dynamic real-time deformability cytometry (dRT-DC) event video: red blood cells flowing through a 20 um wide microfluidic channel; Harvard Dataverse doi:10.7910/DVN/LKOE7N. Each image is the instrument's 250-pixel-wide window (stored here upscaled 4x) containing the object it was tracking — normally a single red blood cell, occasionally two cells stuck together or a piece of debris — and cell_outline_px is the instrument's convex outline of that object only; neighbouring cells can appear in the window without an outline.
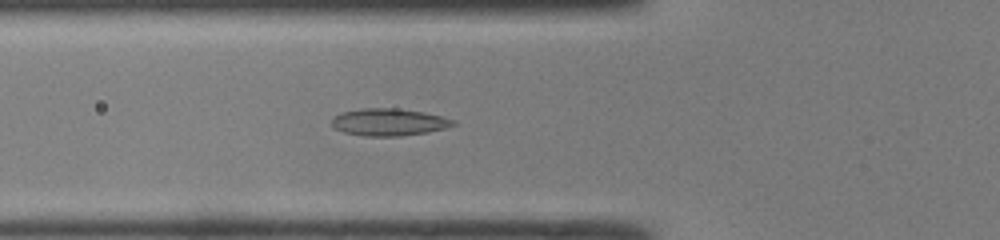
{"species": "common noctule bat (a hibernating species)", "species_latin": "Nyctalus noctula", "temperature_condition": "room temperature", "stored_images_in_passage": 47, "camera_frame_rate_fps": 3000, "um_per_image_px": 0.085, "animal": {"sex": "male", "body_mass_g": 19.0, "forearm_length_mm": 50.8}, "frame": {"image": 1, "passage_image": 17, "time_ms": 5.333, "image_size_px": [1000, 240], "cell_outline_px": [[456, 124], [444, 128], [428, 132], [400, 136], [364, 136], [344, 132], [332, 128], [332, 116], [340, 112], [360, 108], [396, 108], [424, 112], [456, 120]], "centroid_in_image_um": [33.0, 10.37], "position_along_channel_um": 92.8, "area_um2": 19.42}}
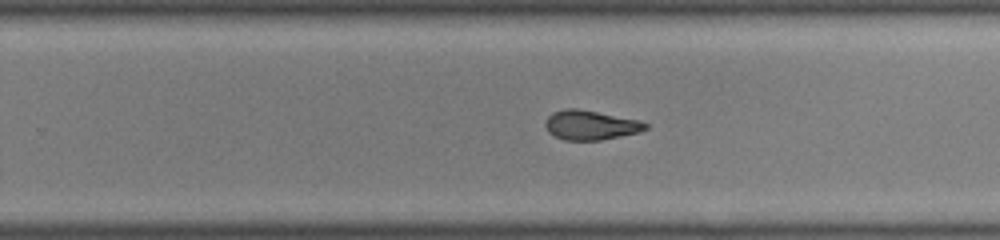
{"frame": {"image": 2, "passage_image": 30, "time_ms": 9.667, "image_size_px": [1000, 240], "cell_outline_px": [[648, 128], [640, 132], [600, 140], [564, 140], [548, 132], [544, 124], [544, 120], [552, 112], [564, 108], [576, 108], [640, 120], [648, 124]], "centroid_in_image_um": [50.17, 10.62], "position_along_channel_um": 279.6, "area_um2": 17.28}}
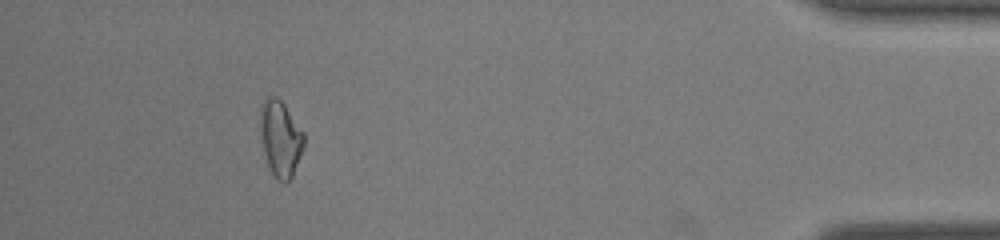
{"frame": {"image": 3, "passage_image": 43, "time_ms": 14.0, "image_size_px": [1000, 240], "cell_outline_px": [[304, 144], [300, 156], [292, 176], [284, 184], [276, 180], [272, 176], [264, 152], [260, 128], [260, 108], [264, 100], [272, 96], [276, 96], [284, 104], [304, 132]], "centroid_in_image_um": [23.84, 11.79], "position_along_channel_um": 411.4, "area_um2": 19.25}, "authors_computed_cell_mechanics": {"area_um2": 18.7272, "velocity_mm_per_s": 4.319, "shape_relaxation_time_tau1_ms": null, "shape_relaxation_time_tau2_ms": 2.1557, "deformation_change_tau1": null, "deformation_change_tau2": 0.0709}}